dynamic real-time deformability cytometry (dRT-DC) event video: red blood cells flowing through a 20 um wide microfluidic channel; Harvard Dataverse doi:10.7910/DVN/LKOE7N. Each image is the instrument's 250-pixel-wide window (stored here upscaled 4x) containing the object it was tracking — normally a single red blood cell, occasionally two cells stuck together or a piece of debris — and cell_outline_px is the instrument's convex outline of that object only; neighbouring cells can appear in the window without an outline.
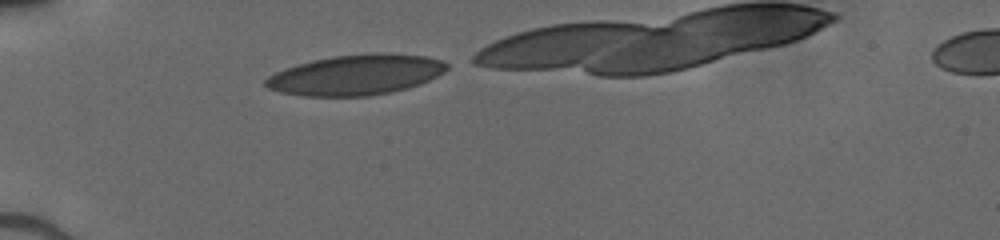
{"species": "human", "species_latin": "Homo sapiens", "temperature_condition": "cold", "stored_images_in_passage": 30, "camera_frame_rate_fps": 3000, "um_per_image_px": 0.085, "donor": {"sex": "male"}, "frame": {"image": 1, "passage_image": 1, "time_ms": 0.0, "image_size_px": [1000, 240], "cell_outline_px": [[448, 68], [444, 72], [420, 84], [408, 88], [392, 92], [368, 96], [304, 96], [280, 92], [268, 88], [264, 84], [264, 80], [268, 76], [284, 68], [296, 64], [312, 60], [332, 56], [376, 52], [428, 56], [440, 60], [448, 64]], "centroid_in_image_um": [30.24, 6.36], "position_along_channel_um": 54.8, "area_um2": 42.77}}
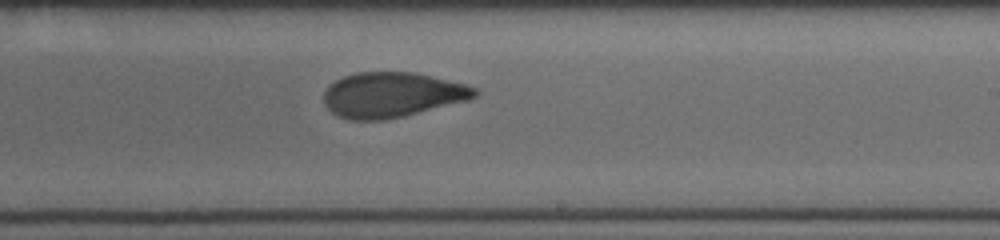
{"frame": {"image": 2, "passage_image": 17, "time_ms": 5.333, "image_size_px": [1000, 240], "cell_outline_px": [[480, 92], [476, 96], [468, 100], [384, 120], [348, 120], [336, 116], [324, 104], [324, 92], [336, 80], [344, 76], [356, 72], [412, 72], [432, 76], [464, 84], [476, 88]], "centroid_in_image_um": [33.3, 8.06], "position_along_channel_um": 255.7, "area_um2": 39.36}}
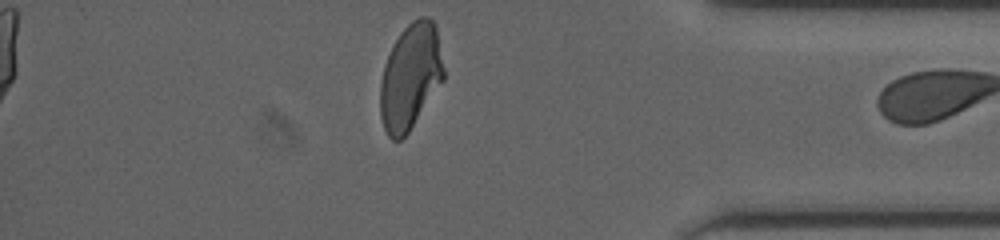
{"frame": {"image": 3, "passage_image": 29, "time_ms": 9.333, "image_size_px": [1000, 240], "cell_outline_px": [[444, 80], [408, 132], [400, 140], [392, 140], [388, 136], [384, 128], [380, 116], [380, 84], [384, 64], [400, 32], [412, 20], [420, 16], [428, 16], [436, 24], [444, 68]], "centroid_in_image_um": [34.89, 6.5], "position_along_channel_um": 400.3, "area_um2": 39.13}}